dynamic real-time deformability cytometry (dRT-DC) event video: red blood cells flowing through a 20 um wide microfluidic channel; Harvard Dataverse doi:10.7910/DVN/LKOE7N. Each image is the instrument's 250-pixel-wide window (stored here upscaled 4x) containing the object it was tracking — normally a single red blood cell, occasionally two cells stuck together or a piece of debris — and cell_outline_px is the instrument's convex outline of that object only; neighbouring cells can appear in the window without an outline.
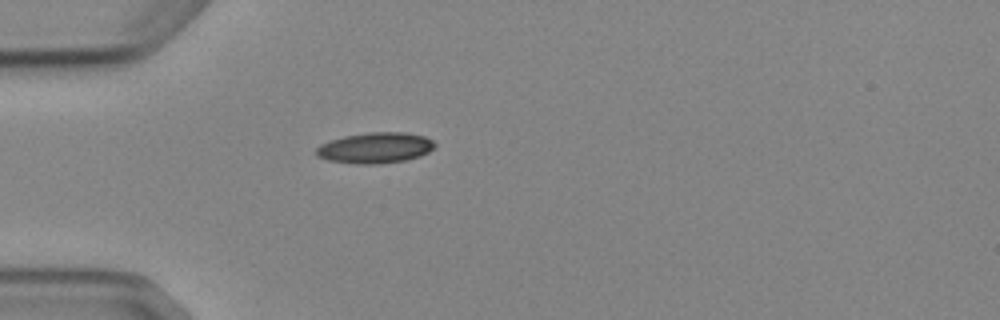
{"species": "Egyptian fruit bat (a non-hibernating species)", "species_latin": "Rousettus aegyptiacus", "temperature_condition": "cold", "stored_images_in_passage": 1, "camera_frame_rate_fps": 3000, "um_per_image_px": 0.085, "animal": {"sex": "female"}, "frame": {"image": 1, "passage_image": 1, "time_ms": 0.0, "image_size_px": [1000, 320], "cell_outline_px": [[436, 144], [428, 152], [420, 156], [404, 160], [380, 164], [356, 164], [328, 160], [316, 156], [316, 148], [320, 144], [344, 136], [368, 132], [408, 132], [424, 136], [432, 140]], "centroid_in_image_um": [31.89, 12.56], "position_along_channel_um": 53.1, "area_um2": 21.27}}